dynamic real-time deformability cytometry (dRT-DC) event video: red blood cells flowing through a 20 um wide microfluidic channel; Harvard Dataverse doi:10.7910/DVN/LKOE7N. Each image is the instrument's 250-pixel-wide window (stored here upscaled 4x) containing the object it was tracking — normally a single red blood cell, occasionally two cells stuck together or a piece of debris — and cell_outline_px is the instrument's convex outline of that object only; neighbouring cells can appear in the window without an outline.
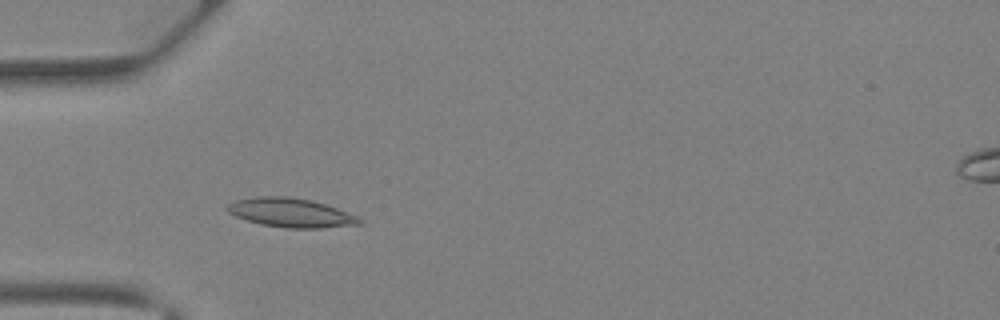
{"species": "Egyptian fruit bat (a non-hibernating species)", "species_latin": "Rousettus aegyptiacus", "temperature_condition": "warm", "stored_images_in_passage": 36, "camera_frame_rate_fps": 3000, "um_per_image_px": 0.085, "animal": {"sex": "female"}, "frame": {"image": 1, "passage_image": 9, "time_ms": 2.667, "image_size_px": [1000, 320], "cell_outline_px": [[364, 224], [320, 228], [288, 228], [260, 224], [236, 216], [228, 212], [224, 208], [228, 204], [236, 200], [256, 196], [288, 196], [312, 200], [336, 208], [356, 216], [364, 220]], "centroid_in_image_um": [24.72, 18.08], "position_along_channel_um": 60.3, "area_um2": 22.37}}
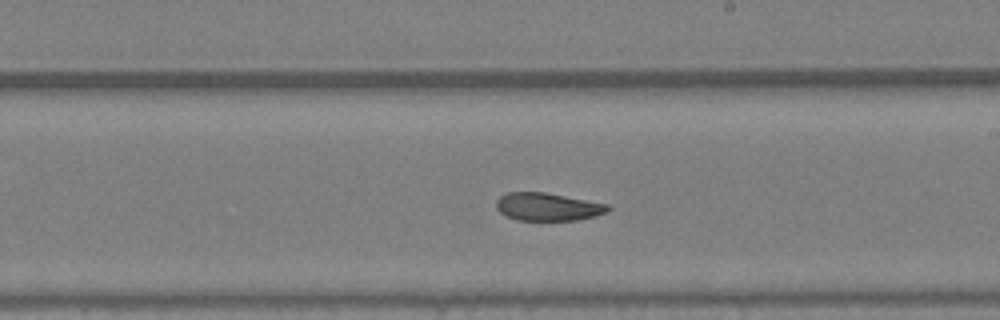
{"frame": {"image": 2, "passage_image": 20, "time_ms": 6.333, "image_size_px": [1000, 320], "cell_outline_px": [[612, 208], [608, 212], [576, 220], [516, 220], [500, 212], [496, 208], [496, 200], [500, 196], [508, 192], [544, 192], [608, 204]], "centroid_in_image_um": [46.55, 17.57], "position_along_channel_um": 242.5, "area_um2": 18.03}}
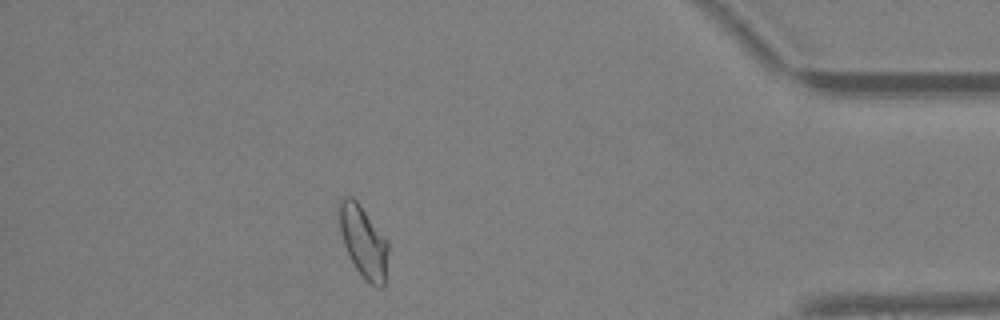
{"frame": {"image": 3, "passage_image": 32, "time_ms": 10.333, "image_size_px": [1000, 320], "cell_outline_px": [[388, 252], [384, 284], [380, 288], [376, 288], [356, 268], [344, 244], [340, 228], [336, 204], [340, 196], [352, 196], [360, 204], [388, 240]], "centroid_in_image_um": [30.87, 20.44], "position_along_channel_um": 404.3, "area_um2": 20.52}}